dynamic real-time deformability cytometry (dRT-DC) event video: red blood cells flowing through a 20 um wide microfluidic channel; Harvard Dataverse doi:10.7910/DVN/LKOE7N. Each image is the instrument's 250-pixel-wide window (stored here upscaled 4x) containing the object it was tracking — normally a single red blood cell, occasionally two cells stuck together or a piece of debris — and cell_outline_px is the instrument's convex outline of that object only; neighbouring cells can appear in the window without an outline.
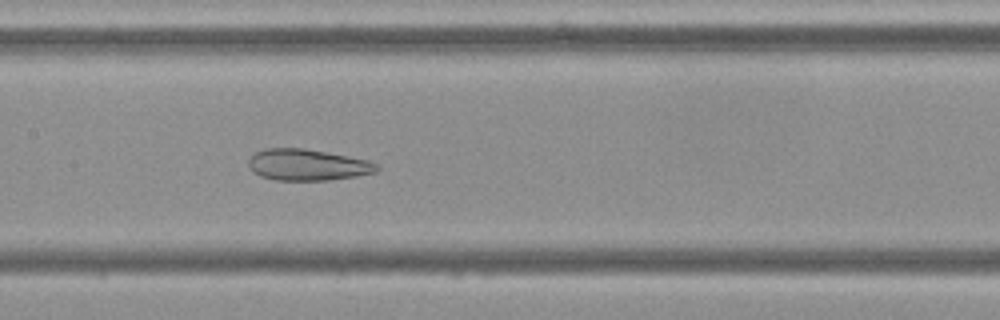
{"species": "Egyptian fruit bat (a non-hibernating species)", "species_latin": "Rousettus aegyptiacus", "temperature_condition": "cold", "stored_images_in_passage": 50, "camera_frame_rate_fps": 3000, "um_per_image_px": 0.085, "frame": {"image": 1, "passage_image": 22, "time_ms": 7.0, "image_size_px": [1000, 320], "cell_outline_px": [[380, 168], [376, 172], [356, 176], [328, 180], [276, 180], [260, 176], [252, 172], [248, 168], [248, 160], [256, 152], [264, 148], [304, 148], [348, 156], [368, 160], [380, 164]], "centroid_in_image_um": [26.13, 14.01], "position_along_channel_um": 181.3, "area_um2": 23.58}}
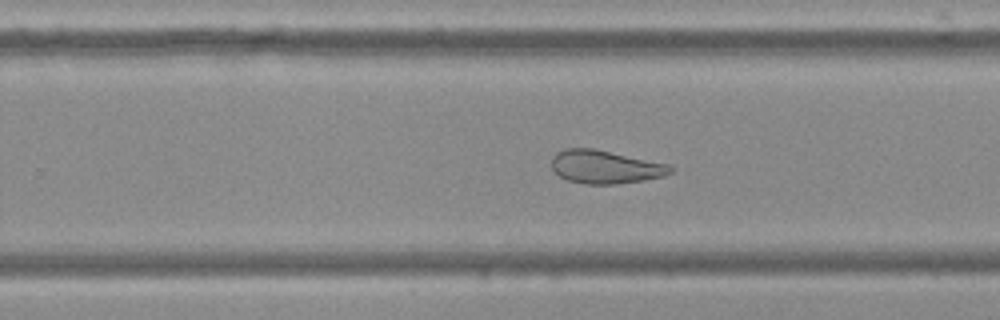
{"frame": {"image": 2, "passage_image": 30, "time_ms": 9.667, "image_size_px": [1000, 320], "cell_outline_px": [[676, 168], [672, 172], [664, 176], [644, 180], [616, 184], [584, 184], [568, 180], [560, 176], [552, 168], [552, 156], [556, 152], [564, 148], [592, 148], [672, 164]], "centroid_in_image_um": [51.49, 14.18], "position_along_channel_um": 278.3, "area_um2": 23.29}}
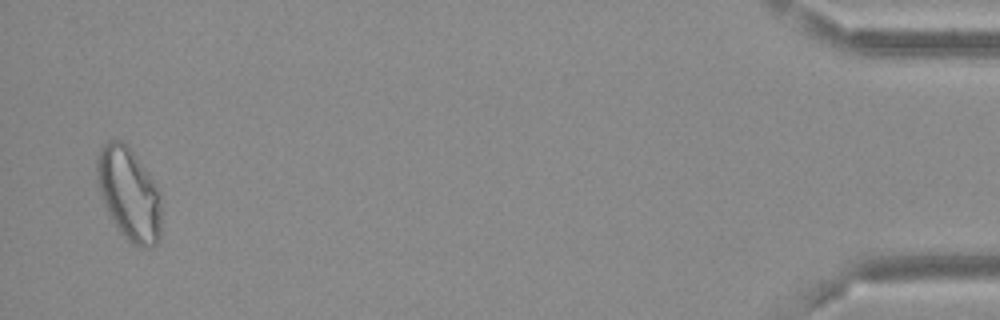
{"frame": {"image": 3, "passage_image": 49, "time_ms": 16.0, "image_size_px": [1000, 320], "cell_outline_px": [[160, 240], [152, 248], [140, 248], [132, 244], [120, 232], [108, 212], [100, 192], [96, 180], [96, 160], [100, 148], [108, 140], [120, 140], [128, 144], [160, 188]], "centroid_in_image_um": [10.98, 16.47], "position_along_channel_um": 424.2, "area_um2": 35.26}, "authors_computed_cell_mechanics": {"area_um2": 29.4202, "velocity_mm_per_s": 3.6495, "shape_relaxation_time_tau1_ms": null, "shape_relaxation_time_tau2_ms": 1.8413, "deformation_change_tau1": null, "deformation_change_tau2": 0.0941}}